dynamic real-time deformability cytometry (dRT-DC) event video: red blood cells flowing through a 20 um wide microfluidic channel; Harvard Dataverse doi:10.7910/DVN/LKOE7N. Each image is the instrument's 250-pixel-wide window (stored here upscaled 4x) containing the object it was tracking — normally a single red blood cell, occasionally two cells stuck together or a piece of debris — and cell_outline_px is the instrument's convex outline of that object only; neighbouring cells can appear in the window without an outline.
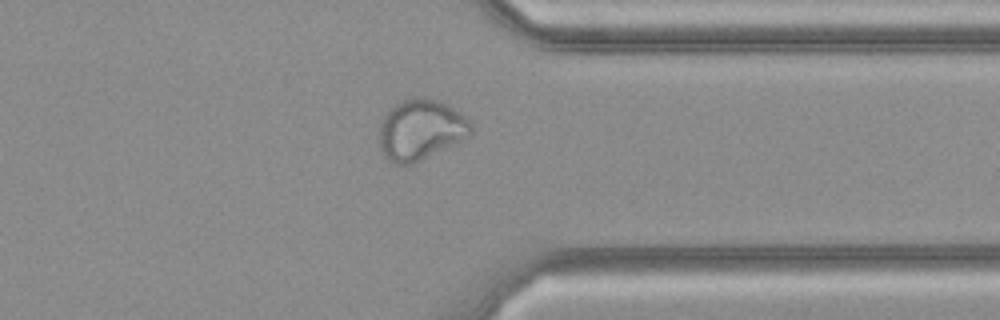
{"species": "common noctule bat (a hibernating species)", "species_latin": "Nyctalus noctula", "temperature_condition": "cold", "stored_images_in_passage": 28, "camera_frame_rate_fps": 3000, "um_per_image_px": 0.085, "animal": {"sex": "female", "body_mass_g": 21.9}, "frame": {"image": 1, "passage_image": 20, "time_ms": 6.333, "image_size_px": [1000, 320], "cell_outline_px": [[472, 132], [468, 136], [412, 164], [396, 164], [388, 160], [384, 156], [380, 148], [380, 124], [384, 116], [396, 104], [404, 100], [420, 96], [424, 96], [436, 100], [460, 112], [472, 124]], "centroid_in_image_um": [35.74, 11.02], "position_along_channel_um": 375.7, "area_um2": 31.73}}